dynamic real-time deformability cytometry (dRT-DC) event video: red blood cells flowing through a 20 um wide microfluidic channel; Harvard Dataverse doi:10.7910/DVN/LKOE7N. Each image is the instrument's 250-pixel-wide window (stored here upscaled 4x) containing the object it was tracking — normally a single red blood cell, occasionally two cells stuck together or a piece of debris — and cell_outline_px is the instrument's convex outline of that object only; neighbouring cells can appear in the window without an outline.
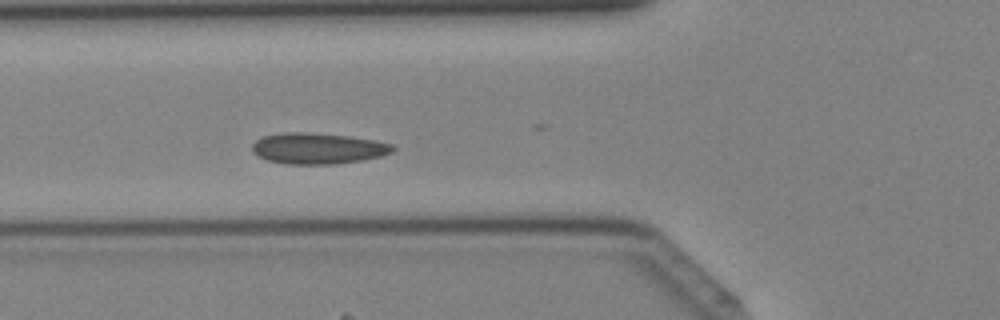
{"species": "Egyptian fruit bat (a non-hibernating species)", "species_latin": "Rousettus aegyptiacus", "temperature_condition": "cold", "stored_images_in_passage": 42, "camera_frame_rate_fps": 3000, "um_per_image_px": 0.085, "animal": {"sex": "female"}, "frame": {"image": 1, "passage_image": 14, "time_ms": 4.333, "image_size_px": [1000, 320], "cell_outline_px": [[396, 148], [392, 152], [380, 156], [360, 160], [336, 164], [284, 164], [268, 160], [256, 156], [252, 152], [252, 144], [256, 140], [264, 136], [284, 132], [308, 132], [348, 136], [372, 140], [392, 144]], "centroid_in_image_um": [26.98, 12.62], "position_along_channel_um": 98.8, "area_um2": 25.37}}
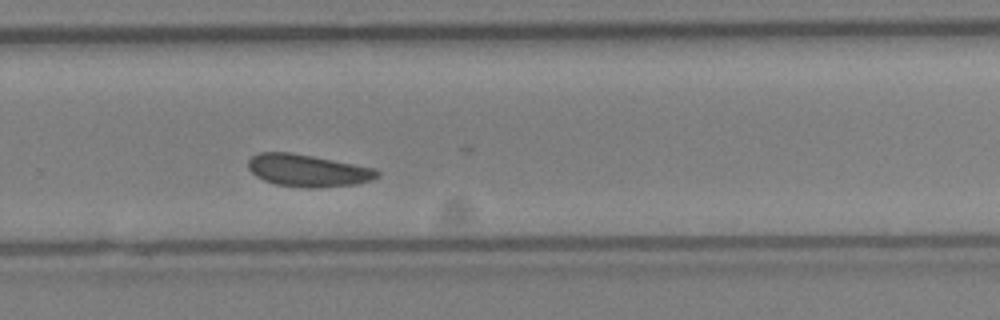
{"frame": {"image": 2, "passage_image": 27, "time_ms": 8.667, "image_size_px": [1000, 320], "cell_outline_px": [[380, 176], [372, 180], [356, 184], [320, 188], [308, 188], [276, 184], [264, 180], [256, 176], [248, 168], [248, 160], [252, 156], [260, 152], [292, 152], [372, 168], [380, 172]], "centroid_in_image_um": [26.15, 14.5], "position_along_channel_um": 303.7, "area_um2": 24.1}}
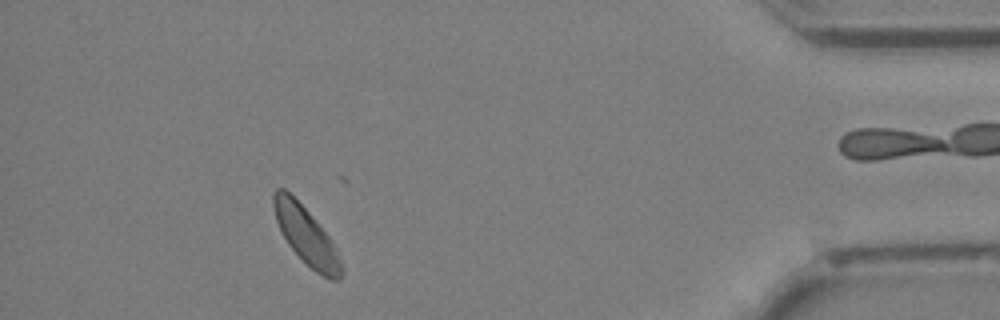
{"frame": {"image": 3, "passage_image": 37, "time_ms": 12.0, "image_size_px": [1000, 320], "cell_outline_px": [[344, 272], [340, 280], [332, 280], [316, 272], [288, 244], [276, 220], [272, 204], [272, 192], [276, 188], [284, 188], [308, 212], [332, 240], [336, 248], [344, 268]], "centroid_in_image_um": [26.04, 20.04], "position_along_channel_um": 409.2, "area_um2": 22.31}}